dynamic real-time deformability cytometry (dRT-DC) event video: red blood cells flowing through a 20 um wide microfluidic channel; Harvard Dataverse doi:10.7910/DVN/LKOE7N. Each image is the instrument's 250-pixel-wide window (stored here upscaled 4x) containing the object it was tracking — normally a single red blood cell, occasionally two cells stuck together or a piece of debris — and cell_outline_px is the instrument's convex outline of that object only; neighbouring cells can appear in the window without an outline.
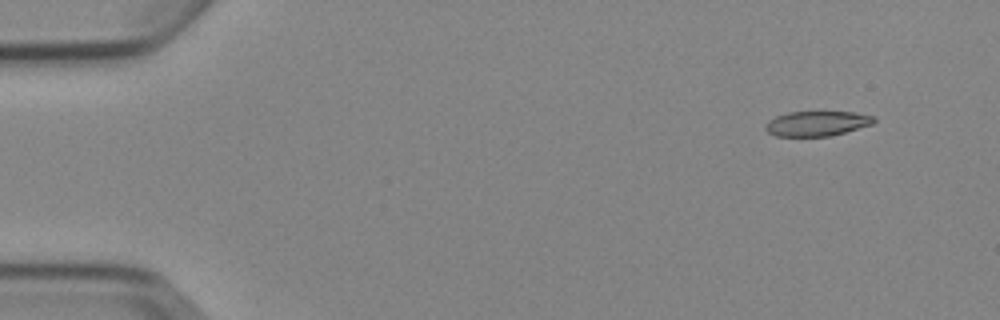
{"species": "Egyptian fruit bat (a non-hibernating species)", "species_latin": "Rousettus aegyptiacus", "temperature_condition": "cold", "stored_images_in_passage": 4, "camera_frame_rate_fps": 3000, "um_per_image_px": 0.085, "animal": {"sex": "female"}, "frame": {"image": 1, "passage_image": 1, "time_ms": 0.0, "image_size_px": [1000, 320], "cell_outline_px": [[876, 120], [872, 124], [844, 132], [828, 136], [776, 136], [768, 132], [764, 128], [764, 124], [768, 120], [776, 116], [788, 112], [852, 112], [876, 116]], "centroid_in_image_um": [69.41, 10.49], "position_along_channel_um": 15.6, "area_um2": 15.72}}
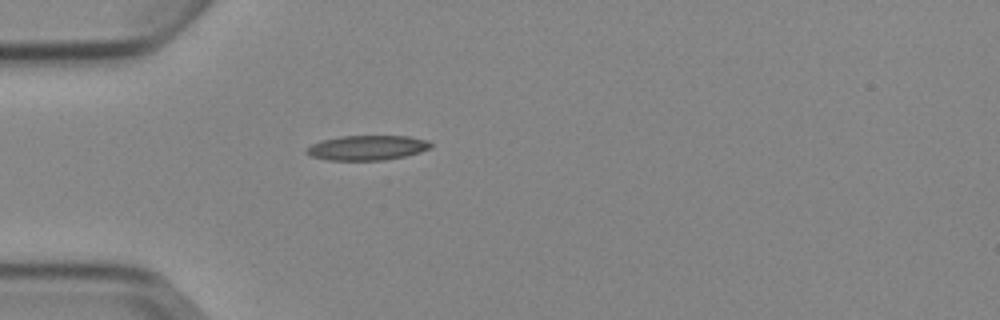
{"frame": {"image": 2, "passage_image": 4, "time_ms": 3.667, "image_size_px": [1000, 320], "cell_outline_px": [[432, 148], [420, 152], [404, 156], [384, 160], [332, 160], [312, 156], [304, 152], [312, 144], [320, 140], [340, 136], [408, 136], [428, 140], [432, 144]], "centroid_in_image_um": [31.24, 12.55], "position_along_channel_um": 53.8, "area_um2": 17.92}}